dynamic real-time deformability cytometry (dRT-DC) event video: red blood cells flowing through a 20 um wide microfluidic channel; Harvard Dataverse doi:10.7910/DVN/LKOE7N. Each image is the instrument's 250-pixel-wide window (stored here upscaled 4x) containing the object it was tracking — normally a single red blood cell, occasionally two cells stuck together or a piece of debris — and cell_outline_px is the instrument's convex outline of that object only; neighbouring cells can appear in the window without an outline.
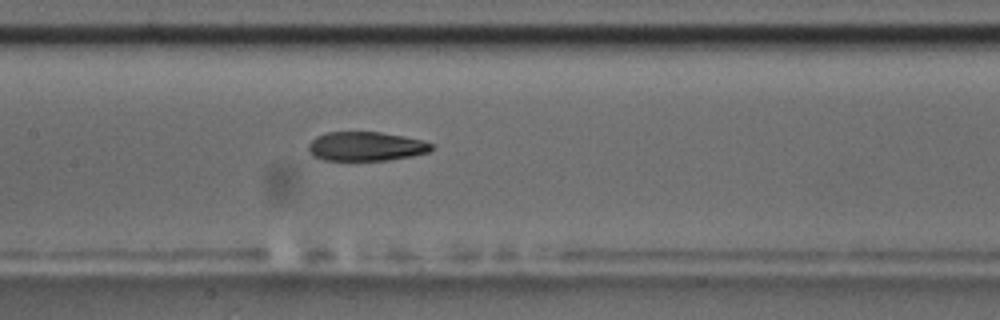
{"species": "common noctule bat (a hibernating species)", "species_latin": "Nyctalus noctula", "temperature_condition": "room temperature", "stored_images_in_passage": 7, "camera_frame_rate_fps": 3000, "um_per_image_px": 0.085, "animal": {"sex": "male", "body_mass_g": 17.5, "forearm_length_mm": 52.3}, "frame": {"image": 1, "passage_image": 7, "time_ms": 6.667, "image_size_px": [1000, 320], "cell_outline_px": [[436, 148], [428, 152], [412, 156], [388, 160], [324, 160], [312, 156], [308, 152], [308, 144], [316, 136], [328, 132], [380, 132], [404, 136], [424, 140], [432, 144]], "centroid_in_image_um": [31.11, 12.44], "position_along_channel_um": 176.3, "area_um2": 21.1}}